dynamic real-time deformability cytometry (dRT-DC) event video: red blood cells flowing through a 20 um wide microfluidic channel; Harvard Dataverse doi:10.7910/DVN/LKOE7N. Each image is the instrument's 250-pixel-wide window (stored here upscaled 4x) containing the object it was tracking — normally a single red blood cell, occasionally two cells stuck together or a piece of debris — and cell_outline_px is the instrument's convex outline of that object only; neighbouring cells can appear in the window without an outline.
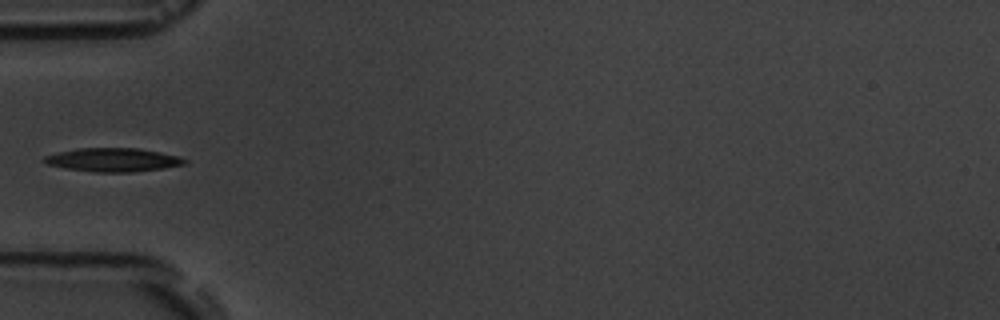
{"species": "common noctule bat (a hibernating species)", "species_latin": "Nyctalus noctula", "temperature_condition": "room temperature", "stored_images_in_passage": 6, "camera_frame_rate_fps": 3000, "um_per_image_px": 0.085, "animal": {"sex": "male", "body_mass_g": 19.5, "forearm_length_mm": 54.6}, "frame": {"image": 1, "passage_image": 5, "time_ms": 4.667, "image_size_px": [1000, 320], "cell_outline_px": [[188, 164], [164, 168], [132, 172], [92, 172], [68, 168], [48, 164], [40, 160], [44, 156], [56, 152], [76, 148], [140, 148], [180, 156], [188, 160]], "centroid_in_image_um": [9.63, 13.58], "position_along_channel_um": 75.4, "area_um2": 19.54}}
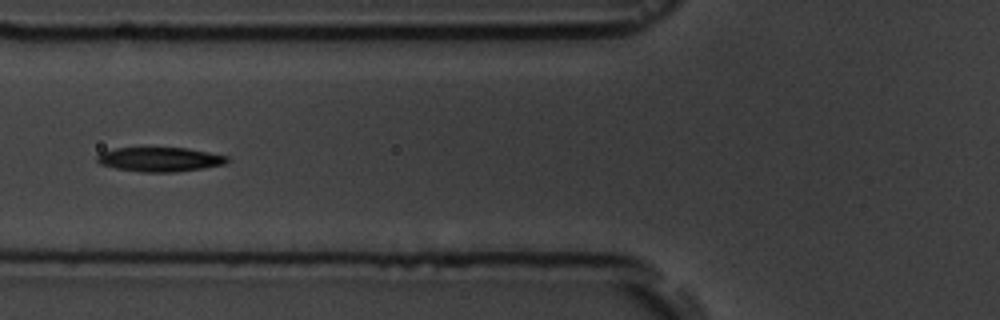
{"frame": {"image": 2, "passage_image": 6, "time_ms": 5.667, "image_size_px": [1000, 320], "cell_outline_px": [[228, 160], [224, 164], [204, 168], [172, 172], [144, 172], [116, 168], [100, 164], [96, 160], [96, 156], [100, 152], [116, 148], [188, 148], [228, 156]], "centroid_in_image_um": [13.56, 13.54], "position_along_channel_um": 112.2, "area_um2": 18.32}}